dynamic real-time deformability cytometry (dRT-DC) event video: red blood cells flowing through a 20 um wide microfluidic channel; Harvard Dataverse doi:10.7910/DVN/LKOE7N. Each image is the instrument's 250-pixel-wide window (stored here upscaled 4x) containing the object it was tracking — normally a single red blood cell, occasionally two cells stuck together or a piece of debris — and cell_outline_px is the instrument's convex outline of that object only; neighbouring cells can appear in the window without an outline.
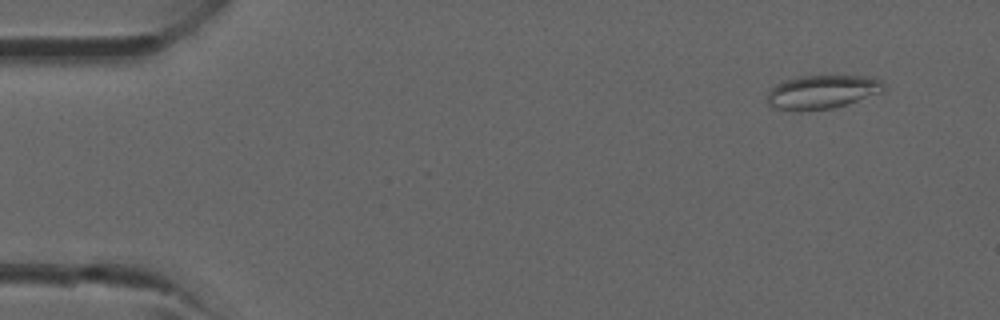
{"species": "common noctule bat (a hibernating species)", "species_latin": "Nyctalus noctula", "temperature_condition": "room temperature", "stored_images_in_passage": 39, "camera_frame_rate_fps": 3000, "um_per_image_px": 0.085, "animal": {"sex": "male", "forearm_length_mm": 52.5}, "frame": {"image": 1, "passage_image": 3, "time_ms": 0.667, "image_size_px": [1000, 320], "cell_outline_px": [[884, 92], [832, 108], [800, 112], [792, 112], [772, 108], [768, 104], [768, 92], [776, 84], [784, 80], [800, 76], [872, 76], [880, 80], [884, 84]], "centroid_in_image_um": [69.85, 7.83], "position_along_channel_um": 15.1, "area_um2": 23.18}}
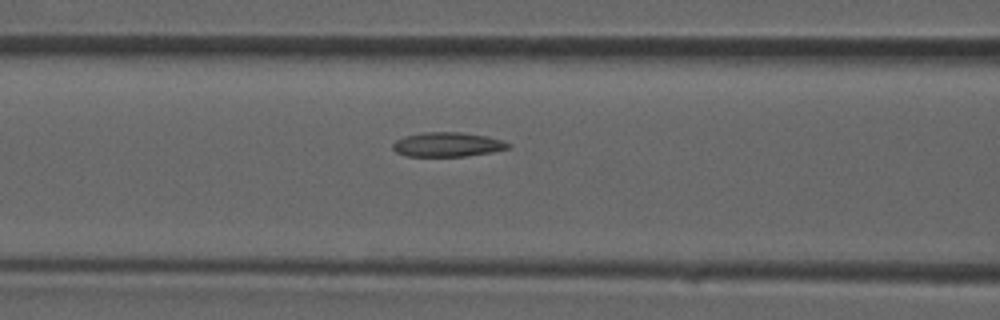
{"frame": {"image": 2, "passage_image": 16, "time_ms": 5.0, "image_size_px": [1000, 320], "cell_outline_px": [[512, 144], [508, 148], [492, 152], [464, 156], [404, 156], [396, 152], [392, 148], [392, 144], [396, 140], [404, 136], [424, 132], [460, 132], [488, 136]], "centroid_in_image_um": [38.01, 12.28], "position_along_channel_um": 128.6, "area_um2": 16.42}}
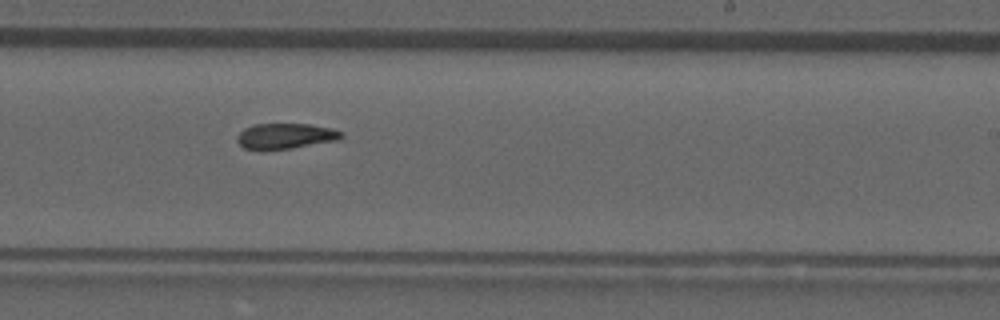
{"frame": {"image": 3, "passage_image": 24, "time_ms": 7.667, "image_size_px": [1000, 320], "cell_outline_px": [[344, 136], [340, 140], [292, 148], [244, 148], [236, 140], [236, 136], [244, 128], [252, 124], [308, 124], [332, 128], [344, 132]], "centroid_in_image_um": [24.32, 11.54], "position_along_channel_um": 264.7, "area_um2": 15.37}}